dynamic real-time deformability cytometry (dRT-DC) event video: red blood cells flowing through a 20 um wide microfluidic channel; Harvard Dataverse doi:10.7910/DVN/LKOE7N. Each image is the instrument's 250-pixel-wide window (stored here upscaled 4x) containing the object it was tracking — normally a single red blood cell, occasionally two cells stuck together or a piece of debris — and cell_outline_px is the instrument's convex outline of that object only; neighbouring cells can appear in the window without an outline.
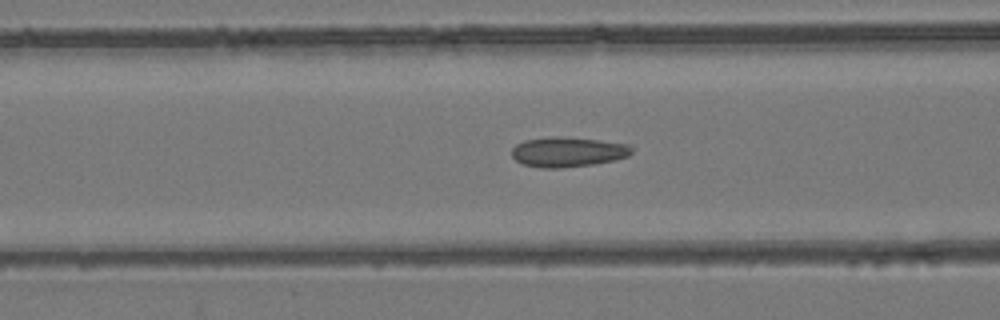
{"species": "common noctule bat (a hibernating species)", "species_latin": "Nyctalus noctula", "temperature_condition": "room temperature", "stored_images_in_passage": 49, "camera_frame_rate_fps": 3000, "um_per_image_px": 0.085, "animal": {"sex": "female", "body_mass_g": 24.6, "forearm_length_mm": 56.2}, "frame": {"image": 1, "passage_image": 22, "time_ms": 7.0, "image_size_px": [1000, 320], "cell_outline_px": [[632, 152], [628, 156], [616, 160], [596, 164], [560, 168], [540, 168], [524, 164], [516, 160], [512, 156], [512, 148], [516, 144], [524, 140], [552, 136], [560, 136], [600, 140], [632, 144]], "centroid_in_image_um": [48.3, 12.91], "position_along_channel_um": 118.3, "area_um2": 21.21}}
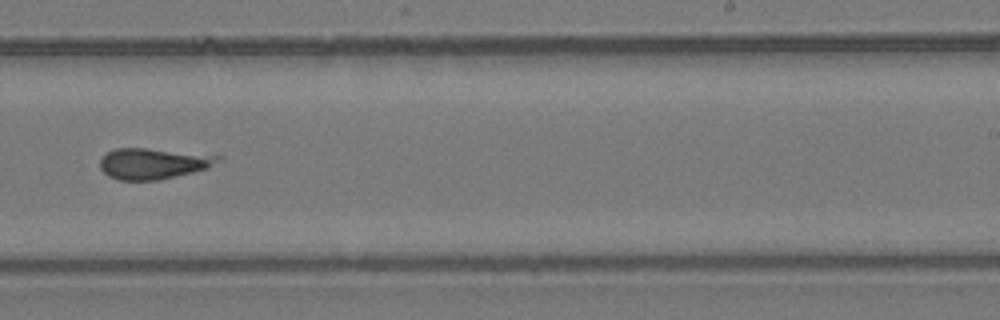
{"frame": {"image": 2, "passage_image": 34, "time_ms": 11.0, "image_size_px": [1000, 320], "cell_outline_px": [[224, 156], [220, 160], [208, 168], [160, 180], [120, 180], [108, 176], [100, 168], [100, 160], [108, 152], [116, 148], [148, 148]], "centroid_in_image_um": [13.03, 13.9], "position_along_channel_um": 276.0, "area_um2": 21.15}}
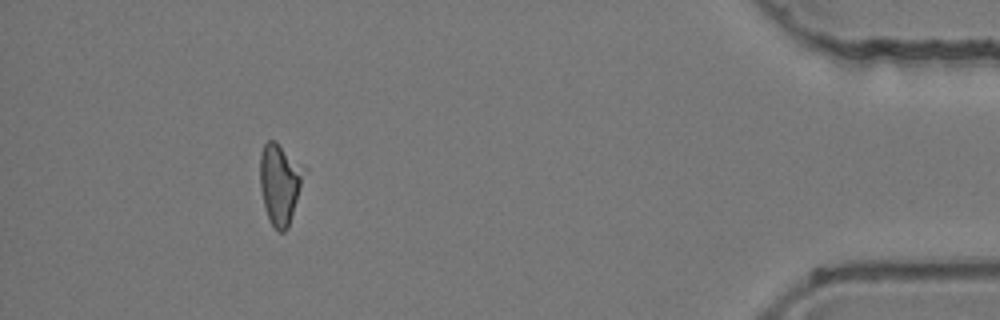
{"frame": {"image": 3, "passage_image": 49, "time_ms": 16.0, "image_size_px": [1000, 320], "cell_outline_px": [[308, 168], [288, 228], [284, 232], [280, 232], [268, 220], [260, 188], [260, 152], [264, 144], [268, 140], [276, 140]], "centroid_in_image_um": [23.82, 15.56], "position_along_channel_um": 411.4, "area_um2": 21.27}, "authors_computed_cell_mechanics": {"area_um2": 21.4438, "velocity_mm_per_s": 3.9488, "shape_relaxation_time_tau1_ms": null, "shape_relaxation_time_tau2_ms": 5.7677, "deformation_change_tau1": null, "deformation_change_tau2": 0.1474}}